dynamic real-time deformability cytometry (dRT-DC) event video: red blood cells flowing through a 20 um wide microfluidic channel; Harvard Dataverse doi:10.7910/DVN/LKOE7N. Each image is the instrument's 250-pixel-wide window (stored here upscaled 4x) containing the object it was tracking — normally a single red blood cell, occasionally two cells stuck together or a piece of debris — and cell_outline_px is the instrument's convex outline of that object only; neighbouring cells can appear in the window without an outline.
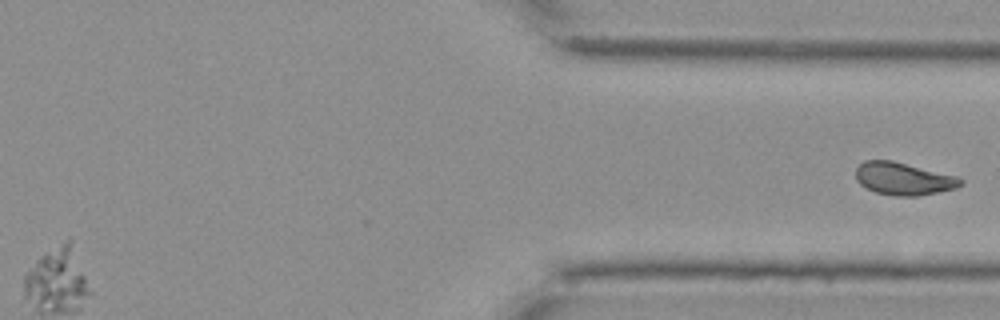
{"species": "Egyptian fruit bat (a non-hibernating species)", "species_latin": "Rousettus aegyptiacus", "temperature_condition": "cold", "stored_images_in_passage": 15, "segment_of_instrument_passage": [2, 2], "camera_frame_rate_fps": 3000, "um_per_image_px": 0.085, "animal": {"sex": "female"}, "frame": {"image": 1, "passage_image": 15, "time_ms": 19.0, "image_size_px": [1000, 320], "cell_outline_px": [[964, 184], [956, 188], [916, 196], [892, 196], [876, 192], [864, 188], [856, 180], [856, 168], [864, 160], [892, 160], [956, 176], [964, 180]], "centroid_in_image_um": [76.77, 15.19], "position_along_channel_um": 334.6, "area_um2": 19.94}}